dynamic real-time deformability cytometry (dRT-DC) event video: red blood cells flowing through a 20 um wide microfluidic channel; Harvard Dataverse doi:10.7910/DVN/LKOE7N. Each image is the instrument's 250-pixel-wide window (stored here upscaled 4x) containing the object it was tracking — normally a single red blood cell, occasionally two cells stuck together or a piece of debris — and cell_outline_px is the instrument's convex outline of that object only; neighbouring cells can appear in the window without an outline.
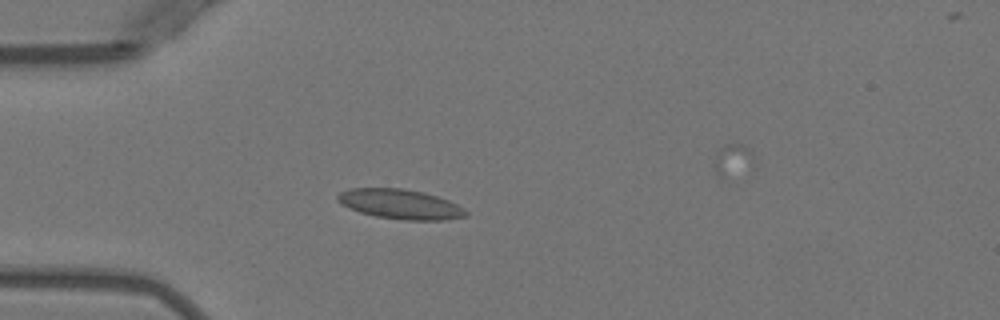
{"species": "Egyptian fruit bat (a non-hibernating species)", "species_latin": "Rousettus aegyptiacus", "temperature_condition": "warm", "stored_images_in_passage": 4, "camera_frame_rate_fps": 3000, "um_per_image_px": 0.085, "animal": {"sex": "female"}, "frame": {"image": 1, "passage_image": 3, "time_ms": 2.333, "image_size_px": [1000, 320], "cell_outline_px": [[468, 216], [448, 220], [404, 220], [376, 216], [360, 212], [344, 204], [336, 196], [340, 192], [348, 188], [400, 188], [424, 192], [448, 200], [464, 208], [468, 212]], "centroid_in_image_um": [34.08, 17.35], "position_along_channel_um": 50.9, "area_um2": 22.08}}